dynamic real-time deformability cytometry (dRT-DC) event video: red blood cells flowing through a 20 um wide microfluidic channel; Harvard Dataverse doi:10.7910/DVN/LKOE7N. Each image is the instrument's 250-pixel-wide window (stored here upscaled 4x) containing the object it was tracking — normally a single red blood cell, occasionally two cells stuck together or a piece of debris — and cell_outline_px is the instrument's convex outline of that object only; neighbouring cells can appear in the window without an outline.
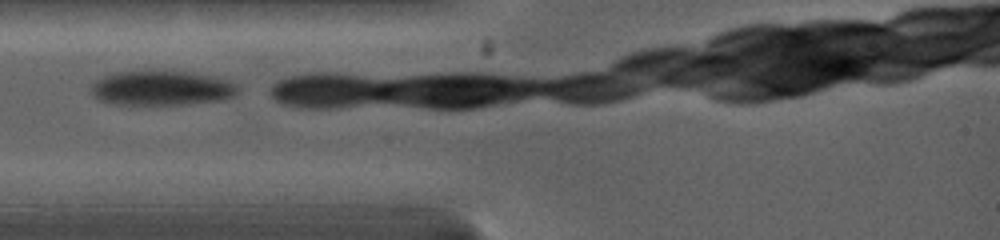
{"species": "common noctule bat (a hibernating species)", "species_latin": "Nyctalus noctula", "temperature_condition": "warm", "stored_images_in_passage": 2, "camera_frame_rate_fps": 5000, "um_per_image_px": 0.085, "animal": {"sex": "female", "body_mass_g": 19.0, "forearm_length_mm": 53.3}, "frame": {"image": 1, "passage_image": 1, "time_ms": 0.0, "image_size_px": [1000, 240], "cell_outline_px": [[240, 92], [236, 96], [220, 100], [188, 104], [116, 104], [96, 100], [92, 96], [88, 88], [96, 80], [104, 76], [116, 72], [184, 72], [212, 76], [228, 80], [236, 84]], "centroid_in_image_um": [13.71, 7.51], "position_along_channel_um": 71.3, "area_um2": 29.54}}